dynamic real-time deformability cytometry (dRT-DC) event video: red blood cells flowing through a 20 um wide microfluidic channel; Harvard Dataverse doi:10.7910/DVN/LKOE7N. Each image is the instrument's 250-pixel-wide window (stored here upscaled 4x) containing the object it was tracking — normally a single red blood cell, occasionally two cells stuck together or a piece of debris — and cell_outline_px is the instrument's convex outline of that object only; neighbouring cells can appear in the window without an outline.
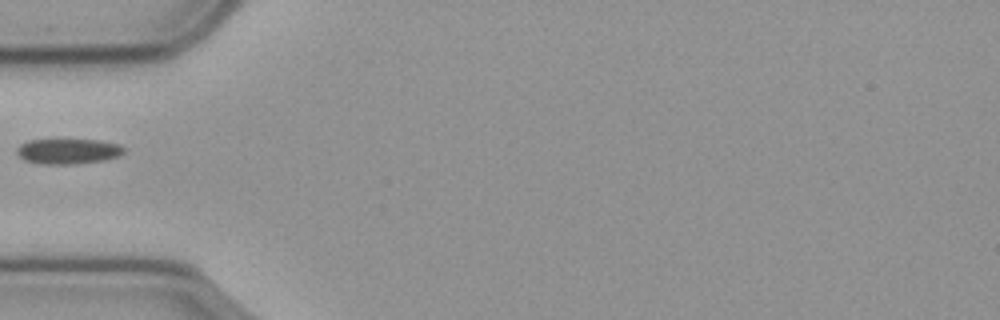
{"species": "common noctule bat (a hibernating species)", "species_latin": "Nyctalus noctula", "temperature_condition": "cold", "stored_images_in_passage": 39, "camera_frame_rate_fps": 3000, "um_per_image_px": 0.085, "animal": {"sex": "male", "body_mass_g": 23.1, "forearm_length_mm": 52.7}, "frame": {"image": 1, "passage_image": 1, "time_ms": 0.0, "image_size_px": [1000, 320], "cell_outline_px": [[124, 152], [120, 156], [104, 160], [72, 164], [44, 164], [24, 160], [16, 152], [16, 148], [20, 144], [28, 140], [56, 136], [100, 140], [120, 144], [124, 148]], "centroid_in_image_um": [5.76, 12.79], "position_along_channel_um": 79.2, "area_um2": 16.82}}
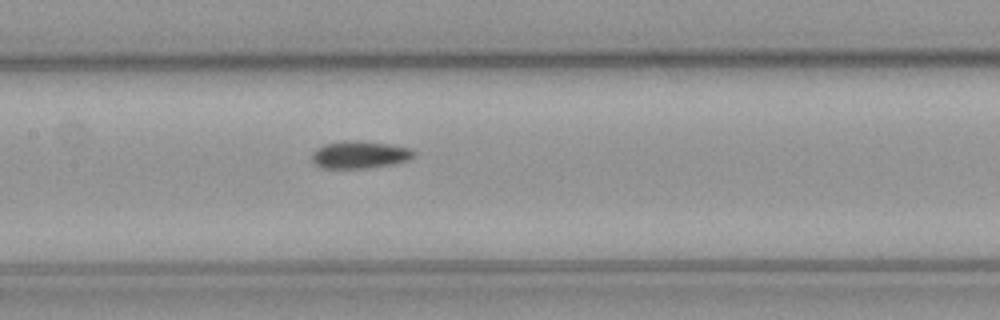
{"frame": {"image": 2, "passage_image": 9, "time_ms": 2.667, "image_size_px": [1000, 320], "cell_outline_px": [[416, 156], [408, 160], [392, 164], [364, 168], [320, 168], [312, 164], [312, 152], [316, 148], [324, 144], [344, 140], [356, 140], [388, 144], [412, 148], [416, 152]], "centroid_in_image_um": [30.55, 13.14], "position_along_channel_um": 176.8, "area_um2": 16.53}}
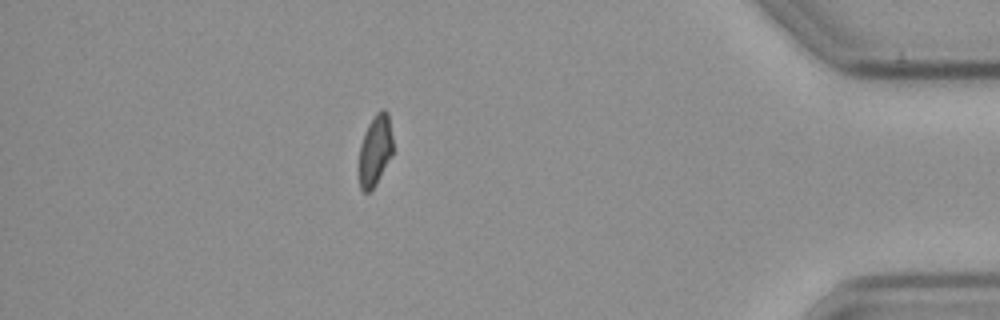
{"frame": {"image": 3, "passage_image": 32, "time_ms": 10.333, "image_size_px": [1000, 320], "cell_outline_px": [[392, 156], [376, 184], [368, 192], [364, 192], [360, 188], [360, 144], [368, 124], [376, 112], [380, 108], [384, 108], [388, 112], [392, 136]], "centroid_in_image_um": [31.9, 12.73], "position_along_channel_um": 403.3, "area_um2": 13.93}}